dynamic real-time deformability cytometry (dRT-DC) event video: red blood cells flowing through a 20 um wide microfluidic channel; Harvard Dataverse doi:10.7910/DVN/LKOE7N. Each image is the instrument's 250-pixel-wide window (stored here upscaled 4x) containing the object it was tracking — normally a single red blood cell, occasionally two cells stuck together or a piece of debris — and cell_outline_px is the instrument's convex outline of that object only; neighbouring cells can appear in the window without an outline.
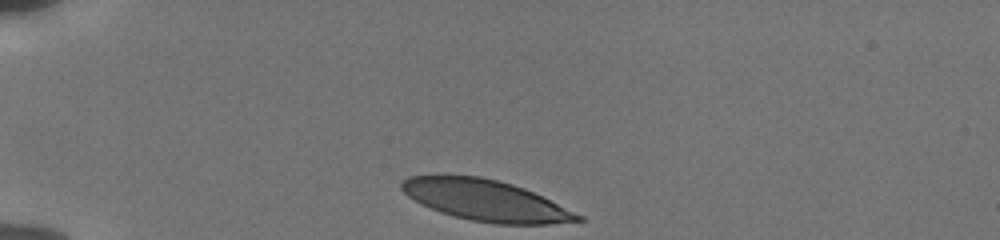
{"species": "human", "species_latin": "Homo sapiens", "temperature_condition": "cold", "stored_images_in_passage": 33, "camera_frame_rate_fps": 3000, "um_per_image_px": 0.085, "donor": {"sex": "male"}, "frame": {"image": 1, "passage_image": 1, "time_ms": 0.0, "image_size_px": [1000, 240], "cell_outline_px": [[584, 220], [548, 224], [492, 224], [472, 220], [440, 212], [420, 204], [408, 196], [400, 188], [400, 180], [408, 176], [480, 176], [512, 184], [524, 188], [584, 216]], "centroid_in_image_um": [41.26, 17.04], "position_along_channel_um": 43.7, "area_um2": 41.73}}
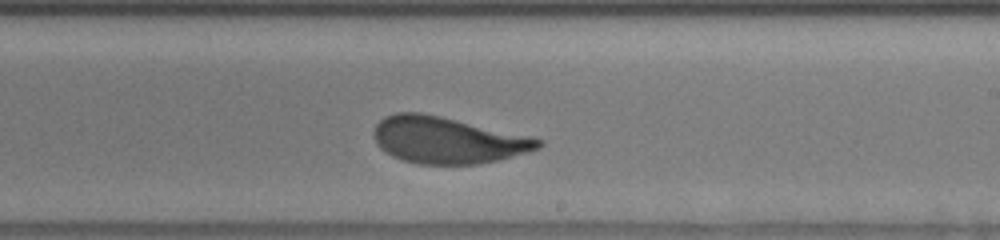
{"frame": {"image": 2, "passage_image": 21, "time_ms": 6.667, "image_size_px": [1000, 240], "cell_outline_px": [[544, 144], [540, 148], [528, 152], [480, 164], [420, 164], [404, 160], [392, 156], [380, 148], [376, 144], [372, 132], [376, 124], [384, 116], [396, 112], [420, 112], [440, 116], [528, 136], [544, 140]], "centroid_in_image_um": [37.99, 11.91], "position_along_channel_um": 251.0, "area_um2": 44.45}}
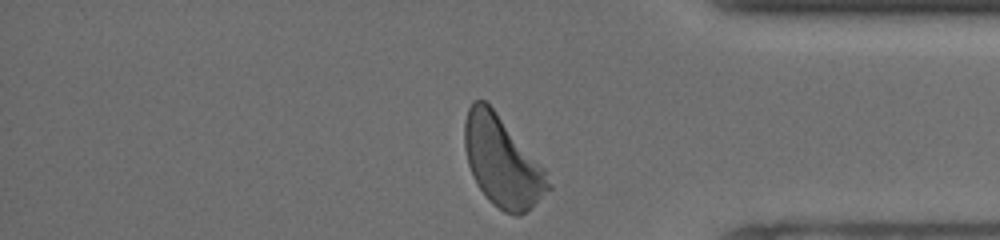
{"frame": {"image": 3, "passage_image": 33, "time_ms": 10.667, "image_size_px": [1000, 240], "cell_outline_px": [[552, 188], [532, 208], [520, 216], [516, 216], [504, 212], [492, 204], [488, 200], [476, 184], [472, 176], [468, 164], [464, 148], [464, 120], [468, 108], [472, 100], [484, 100], [496, 112], [544, 168], [552, 184]], "centroid_in_image_um": [42.68, 13.78], "position_along_channel_um": 392.5, "area_um2": 44.04}, "authors_computed_cell_mechanics": {"area_um2": 44.6216, "velocity_mm_per_s": 3.7998, "shape_relaxation_time_tau1_ms": 3.2838, "shape_relaxation_time_tau2_ms": null, "deformation_change_tau1": 0.1473, "deformation_change_tau2": null}}